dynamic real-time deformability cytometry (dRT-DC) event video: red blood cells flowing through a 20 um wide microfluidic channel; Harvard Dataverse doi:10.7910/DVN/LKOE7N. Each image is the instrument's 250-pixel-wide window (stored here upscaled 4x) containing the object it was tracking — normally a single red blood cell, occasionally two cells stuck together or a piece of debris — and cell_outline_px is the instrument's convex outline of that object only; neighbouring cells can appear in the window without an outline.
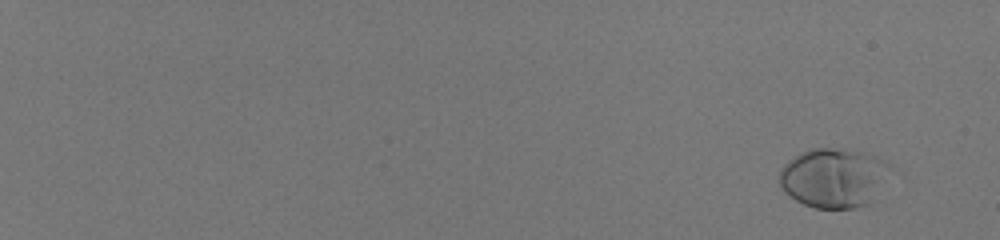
{"species": "human", "species_latin": "Homo sapiens", "temperature_condition": "room temperature", "stored_images_in_passage": 55, "camera_frame_rate_fps": 3000, "um_per_image_px": 0.085, "donor": {"sex": "male"}, "frame": {"image": 1, "passage_image": 1, "time_ms": 0.0, "image_size_px": [1000, 240], "cell_outline_px": [[880, 160], [868, 204], [852, 208], [816, 208], [804, 204], [796, 200], [784, 192], [780, 184], [780, 168], [788, 160], [812, 148], [844, 148], [864, 152]], "centroid_in_image_um": [70.56, 15.11], "position_along_channel_um": 14.4, "area_um2": 35.55}}
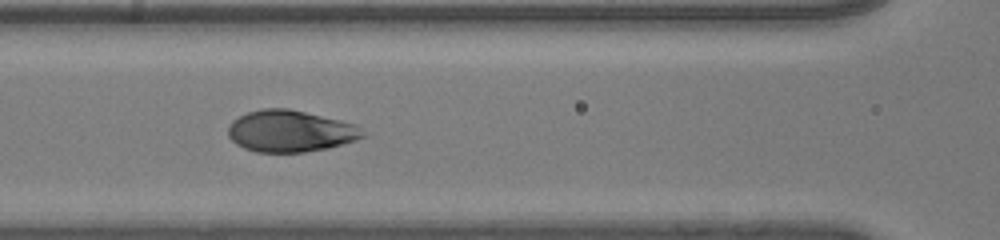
{"frame": {"image": 2, "passage_image": 30, "time_ms": 9.667, "image_size_px": [1000, 240], "cell_outline_px": [[364, 136], [356, 140], [328, 148], [304, 152], [256, 152], [244, 148], [236, 144], [228, 136], [228, 124], [232, 120], [248, 112], [260, 108], [288, 108], [340, 120], [356, 124]], "centroid_in_image_um": [24.62, 11.14], "position_along_channel_um": 142.0, "area_um2": 32.6}}
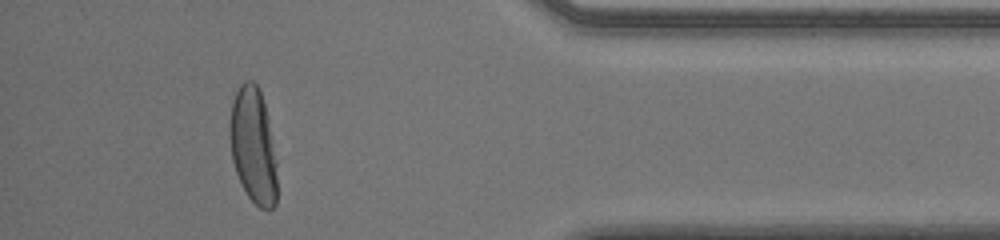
{"frame": {"image": 3, "passage_image": 52, "time_ms": 17.0, "image_size_px": [1000, 240], "cell_outline_px": [[276, 204], [268, 212], [260, 208], [248, 196], [236, 172], [232, 160], [228, 132], [228, 124], [232, 100], [240, 84], [244, 80], [252, 80], [256, 84], [260, 92], [264, 104], [276, 160]], "centroid_in_image_um": [21.49, 12.38], "position_along_channel_um": 413.7, "area_um2": 31.91}, "authors_computed_cell_mechanics": {"area_um2": 33.2928, "velocity_mm_per_s": 4.0109, "shape_relaxation_time_tau1_ms": 3.1243, "shape_relaxation_time_tau2_ms": null, "deformation_change_tau1": 0.1948, "deformation_change_tau2": null}}